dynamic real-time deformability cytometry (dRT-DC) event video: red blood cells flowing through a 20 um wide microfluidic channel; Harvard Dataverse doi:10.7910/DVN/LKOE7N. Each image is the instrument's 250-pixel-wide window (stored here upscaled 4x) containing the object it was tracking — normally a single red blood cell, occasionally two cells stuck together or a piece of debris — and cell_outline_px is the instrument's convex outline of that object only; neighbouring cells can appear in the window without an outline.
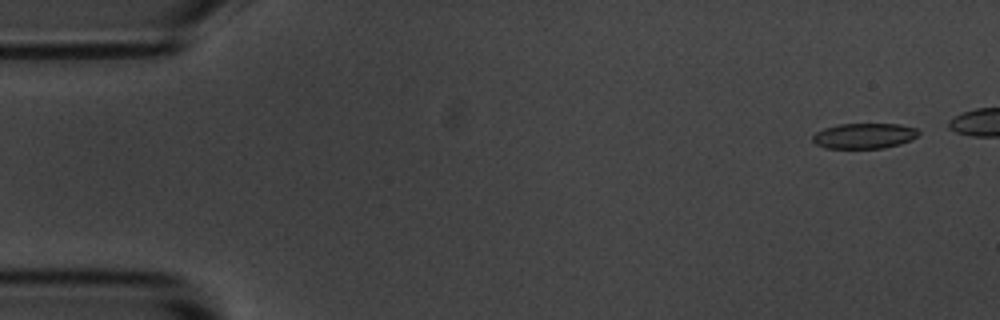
{"species": "common noctule bat (a hibernating species)", "species_latin": "Nyctalus noctula", "temperature_condition": "room temperature", "stored_images_in_passage": 3, "camera_frame_rate_fps": 3000, "um_per_image_px": 0.085, "animal": {"sex": "male", "body_mass_g": 20.1, "forearm_length_mm": 53.5}, "frame": {"image": 1, "passage_image": 1, "time_ms": 0.0, "image_size_px": [1000, 320], "cell_outline_px": [[920, 136], [912, 140], [900, 144], [884, 148], [824, 148], [816, 144], [812, 140], [812, 136], [816, 132], [824, 128], [836, 124], [900, 124], [916, 128], [920, 132]], "centroid_in_image_um": [73.48, 11.54], "position_along_channel_um": 11.5, "area_um2": 15.9}}